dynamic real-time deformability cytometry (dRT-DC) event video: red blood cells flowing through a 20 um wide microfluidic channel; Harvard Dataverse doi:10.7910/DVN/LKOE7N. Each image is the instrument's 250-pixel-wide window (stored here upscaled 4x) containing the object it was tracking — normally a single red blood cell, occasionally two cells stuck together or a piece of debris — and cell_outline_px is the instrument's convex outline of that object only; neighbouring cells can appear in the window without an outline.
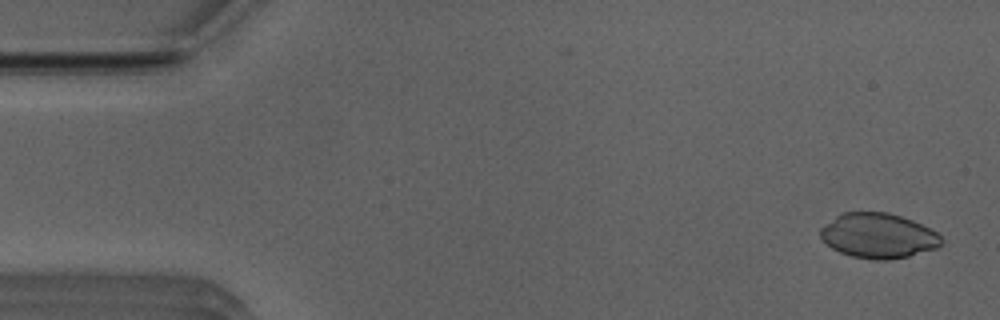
{"species": "Egyptian fruit bat (a non-hibernating species)", "species_latin": "Rousettus aegyptiacus", "temperature_condition": "room temperature", "stored_images_in_passage": 52, "camera_frame_rate_fps": 3000, "um_per_image_px": 0.085, "animal": {"sex": "male"}, "frame": {"image": 1, "passage_image": 2, "time_ms": 0.333, "image_size_px": [1000, 320], "cell_outline_px": [[944, 240], [936, 248], [908, 256], [888, 260], [872, 260], [852, 256], [840, 252], [832, 248], [820, 236], [820, 228], [836, 216], [844, 212], [888, 212], [912, 220], [936, 232]], "centroid_in_image_um": [74.65, 20.04], "position_along_channel_um": 10.4, "area_um2": 31.44}}
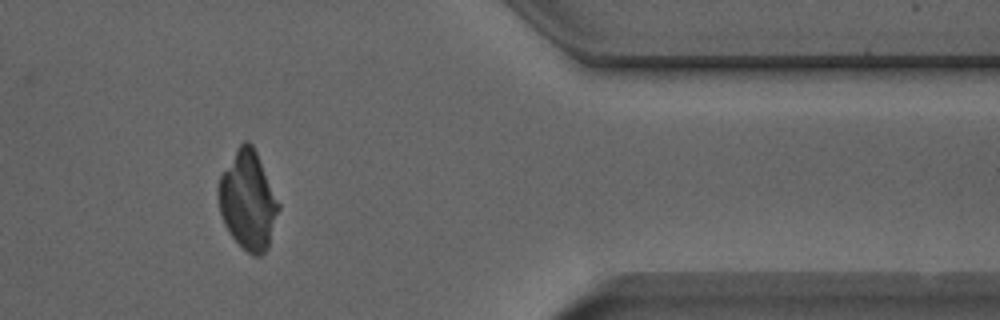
{"frame": {"image": 2, "passage_image": 42, "time_ms": 13.667, "image_size_px": [1000, 320], "cell_outline_px": [[280, 208], [268, 248], [260, 256], [252, 256], [232, 236], [224, 224], [220, 212], [216, 196], [216, 188], [220, 176], [240, 144], [244, 140], [248, 140], [252, 144], [256, 152], [280, 204]], "centroid_in_image_um": [21.06, 17.05], "position_along_channel_um": 390.3, "area_um2": 34.39}}